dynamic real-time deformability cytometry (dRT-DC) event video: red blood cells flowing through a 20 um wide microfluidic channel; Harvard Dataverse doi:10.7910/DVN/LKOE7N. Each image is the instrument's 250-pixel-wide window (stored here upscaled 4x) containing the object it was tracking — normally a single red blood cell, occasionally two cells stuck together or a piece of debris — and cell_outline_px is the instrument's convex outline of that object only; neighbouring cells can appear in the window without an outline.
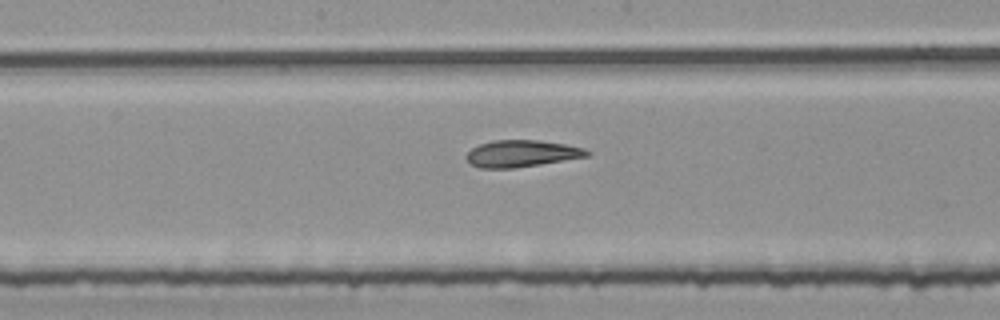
{"species": "common noctule bat (a hibernating species)", "species_latin": "Nyctalus noctula", "temperature_condition": "room temperature", "stored_images_in_passage": 55, "segment_of_instrument_passage": [2, 2], "camera_frame_rate_fps": 3000, "um_per_image_px": 0.085, "animal": {"sex": "female", "body_mass_g": 25.1}, "frame": {"image": 1, "passage_image": 28, "time_ms": 9.0, "image_size_px": [1000, 320], "cell_outline_px": [[592, 156], [540, 164], [512, 168], [480, 168], [472, 164], [464, 156], [472, 148], [480, 144], [492, 140], [540, 140], [564, 144], [584, 148], [592, 152]], "centroid_in_image_um": [44.38, 13.05], "position_along_channel_um": 203.8, "area_um2": 18.9}}
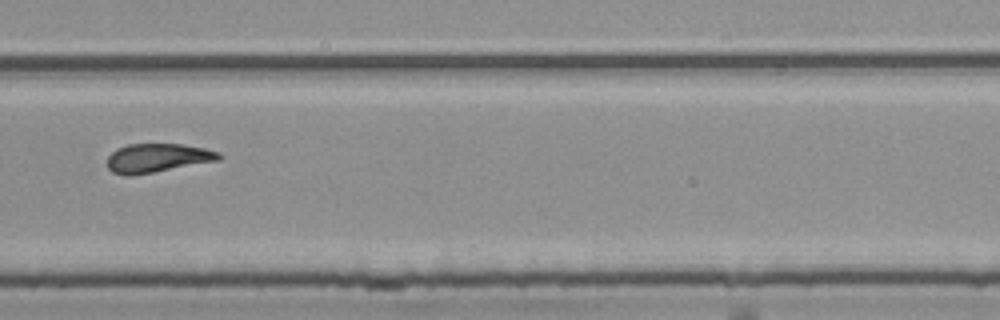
{"frame": {"image": 2, "passage_image": 37, "time_ms": 12.0, "image_size_px": [1000, 320], "cell_outline_px": [[224, 156], [220, 160], [132, 176], [124, 176], [112, 172], [108, 168], [108, 156], [116, 148], [128, 144], [180, 144], [204, 148], [220, 152]], "centroid_in_image_um": [13.38, 13.43], "position_along_channel_um": 316.4, "area_um2": 18.9}}
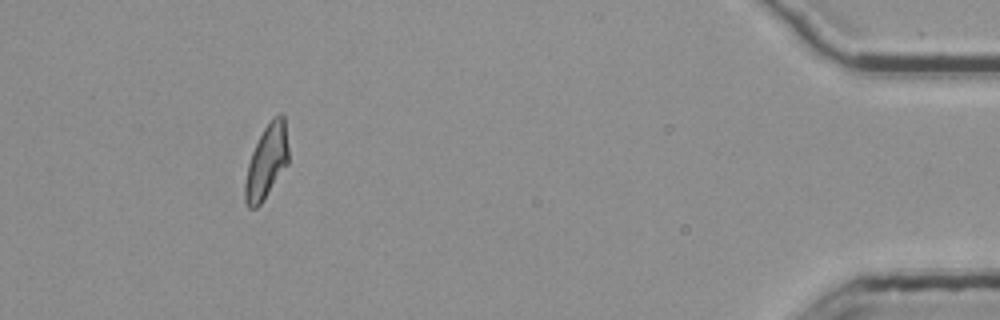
{"frame": {"image": 3, "passage_image": 50, "time_ms": 16.333, "image_size_px": [1000, 320], "cell_outline_px": [[288, 164], [260, 204], [256, 208], [248, 208], [244, 200], [244, 184], [248, 164], [252, 152], [264, 128], [280, 112], [284, 112], [288, 148]], "centroid_in_image_um": [22.66, 13.75], "position_along_channel_um": 412.5, "area_um2": 18.5}}